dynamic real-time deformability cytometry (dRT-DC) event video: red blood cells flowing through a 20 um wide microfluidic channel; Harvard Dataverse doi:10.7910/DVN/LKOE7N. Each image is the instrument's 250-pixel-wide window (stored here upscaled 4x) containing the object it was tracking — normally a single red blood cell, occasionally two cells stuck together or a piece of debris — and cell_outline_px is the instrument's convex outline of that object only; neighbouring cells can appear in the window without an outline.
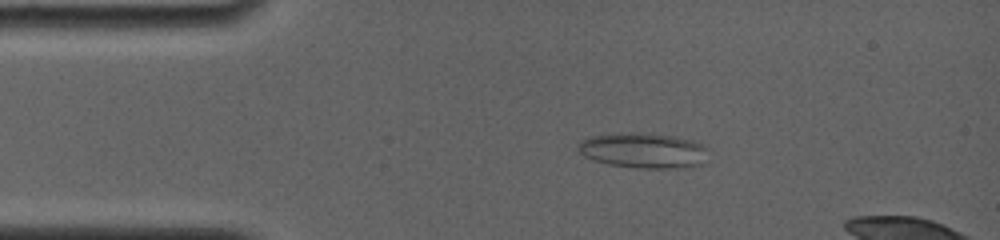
{"species": "common noctule bat (a hibernating species)", "species_latin": "Nyctalus noctula", "temperature_condition": "room temperature", "stored_images_in_passage": 10, "camera_frame_rate_fps": 4000, "um_per_image_px": 0.085, "animal": {"sex": "female", "body_mass_g": 19.0, "forearm_length_mm": 56.7}, "frame": {"image": 1, "passage_image": 5, "time_ms": 2.25, "image_size_px": [1000, 240], "cell_outline_px": [[708, 148], [704, 164], [692, 168], [636, 168], [608, 164], [584, 156], [576, 148], [584, 140], [592, 136], [640, 132], [672, 136], [692, 140]], "centroid_in_image_um": [54.77, 12.81], "position_along_channel_um": 30.2, "area_um2": 26.65}}